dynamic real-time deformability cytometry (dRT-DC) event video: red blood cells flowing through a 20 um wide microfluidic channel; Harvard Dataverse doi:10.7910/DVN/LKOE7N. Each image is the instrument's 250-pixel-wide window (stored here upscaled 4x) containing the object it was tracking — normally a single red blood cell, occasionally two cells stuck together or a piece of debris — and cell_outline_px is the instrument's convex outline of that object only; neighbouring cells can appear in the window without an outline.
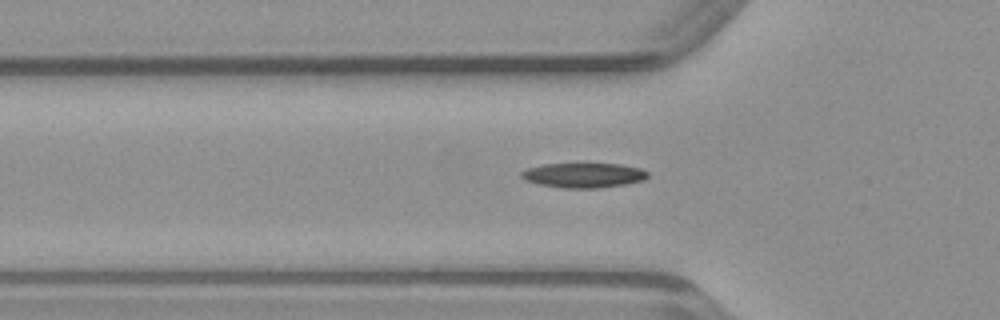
{"species": "common noctule bat (a hibernating species)", "species_latin": "Nyctalus noctula", "temperature_condition": "warm", "stored_images_in_passage": 33, "camera_frame_rate_fps": 3000, "um_per_image_px": 0.085, "animal": {"sex": "male", "body_mass_g": 23.1, "forearm_length_mm": 52.7}, "frame": {"image": 1, "passage_image": 5, "time_ms": 1.333, "image_size_px": [1000, 320], "cell_outline_px": [[648, 176], [644, 180], [628, 184], [596, 188], [560, 188], [540, 184], [524, 180], [520, 176], [520, 172], [528, 168], [544, 164], [584, 160], [620, 164], [640, 168], [648, 172]], "centroid_in_image_um": [49.6, 14.84], "position_along_channel_um": 76.2, "area_um2": 19.36}}
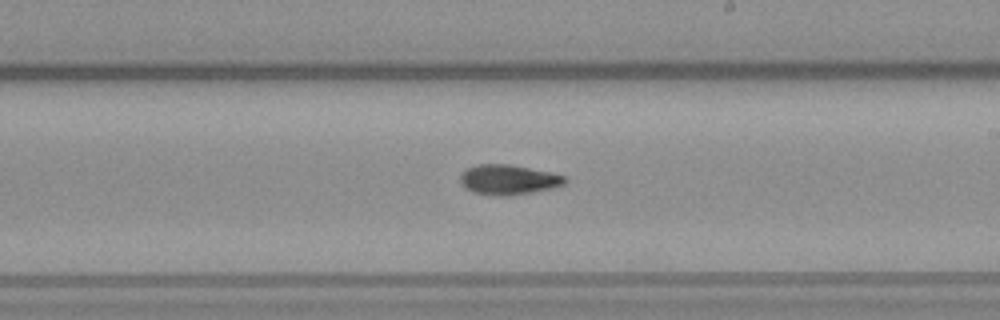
{"frame": {"image": 2, "passage_image": 17, "time_ms": 5.333, "image_size_px": [1000, 320], "cell_outline_px": [[568, 180], [564, 184], [552, 188], [532, 192], [508, 196], [500, 196], [472, 192], [464, 188], [460, 184], [460, 176], [468, 168], [476, 164], [508, 164], [552, 172], [568, 176]], "centroid_in_image_um": [43.23, 15.27], "position_along_channel_um": 245.8, "area_um2": 18.44}}
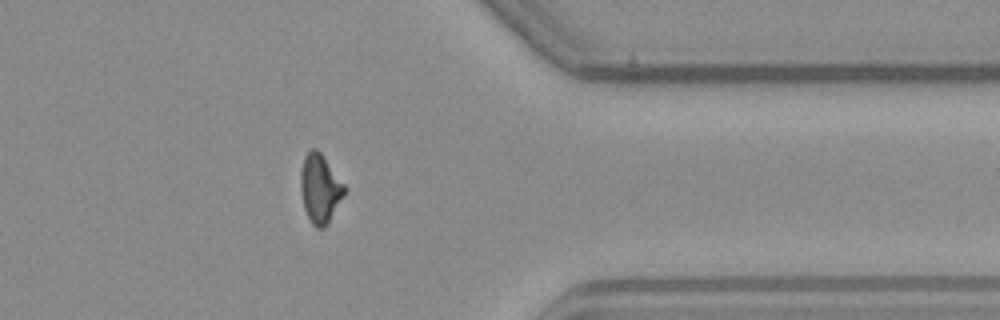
{"frame": {"image": 3, "passage_image": 28, "time_ms": 9.0, "image_size_px": [1000, 320], "cell_outline_px": [[348, 188], [344, 196], [324, 228], [316, 228], [312, 224], [304, 208], [300, 188], [300, 172], [304, 156], [312, 148], [316, 148], [320, 152]], "centroid_in_image_um": [27.21, 16.01], "position_along_channel_um": 384.2, "area_um2": 17.57}}